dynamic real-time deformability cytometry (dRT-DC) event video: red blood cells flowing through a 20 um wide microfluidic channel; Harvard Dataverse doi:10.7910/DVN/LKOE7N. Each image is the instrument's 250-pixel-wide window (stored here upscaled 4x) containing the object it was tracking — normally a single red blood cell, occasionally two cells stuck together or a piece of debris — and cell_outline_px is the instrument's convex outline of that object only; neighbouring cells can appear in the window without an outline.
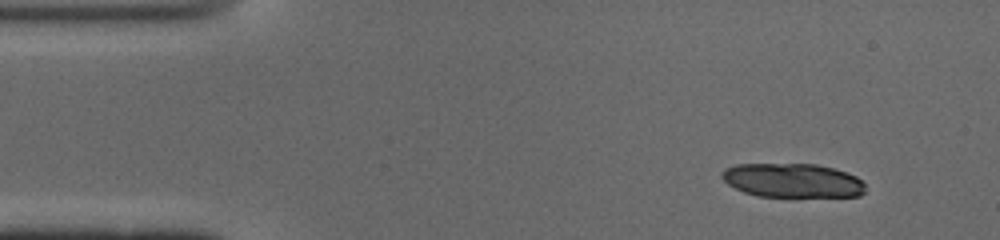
{"species": "common noctule bat (a hibernating species)", "species_latin": "Nyctalus noctula", "temperature_condition": "cold", "stored_images_in_passage": 25, "segment_of_instrument_passage": [1, 2], "camera_frame_rate_fps": 3000, "um_per_image_px": 0.085, "animal": {"sex": "male", "body_mass_g": 19.0, "forearm_length_mm": 50.8}, "frame": {"image": 1, "passage_image": 1, "time_ms": 0.0, "image_size_px": [1000, 240], "cell_outline_px": [[864, 192], [860, 196], [756, 196], [744, 192], [728, 184], [720, 176], [720, 172], [724, 168], [736, 164], [816, 164], [832, 168], [856, 176], [864, 184]], "centroid_in_image_um": [67.31, 15.33], "position_along_channel_um": 17.7, "area_um2": 28.32}}